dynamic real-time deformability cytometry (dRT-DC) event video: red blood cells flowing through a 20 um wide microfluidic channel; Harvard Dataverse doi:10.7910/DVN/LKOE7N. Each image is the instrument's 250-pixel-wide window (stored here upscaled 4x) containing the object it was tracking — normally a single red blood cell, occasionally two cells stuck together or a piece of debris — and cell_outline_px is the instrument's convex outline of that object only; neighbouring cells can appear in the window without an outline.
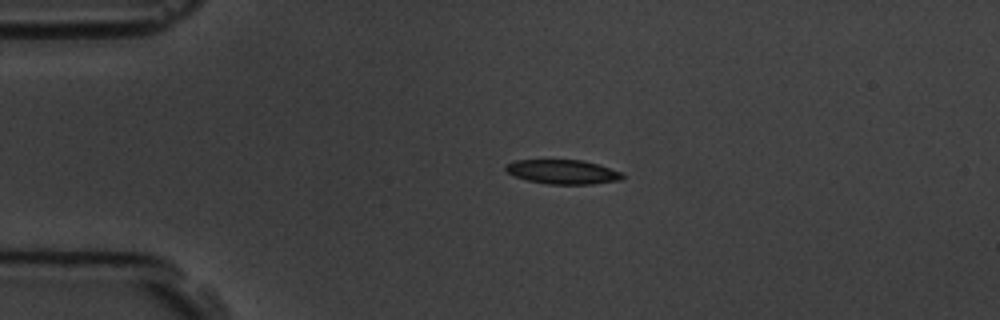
{"species": "common noctule bat (a hibernating species)", "species_latin": "Nyctalus noctula", "temperature_condition": "room temperature", "stored_images_in_passage": 45, "camera_frame_rate_fps": 3000, "um_per_image_px": 0.085, "animal": {"sex": "male", "body_mass_g": 19.5, "forearm_length_mm": 54.6}, "frame": {"image": 1, "passage_image": 1, "time_ms": 0.0, "image_size_px": [1000, 320], "cell_outline_px": [[624, 176], [620, 180], [592, 184], [548, 184], [528, 180], [516, 176], [508, 172], [504, 168], [508, 164], [516, 160], [584, 160], [624, 172]], "centroid_in_image_um": [47.89, 14.6], "position_along_channel_um": 37.1, "area_um2": 16.42}}
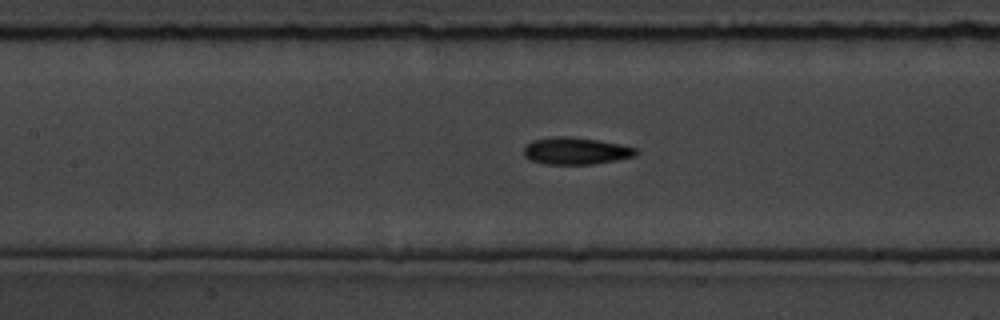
{"frame": {"image": 2, "passage_image": 14, "time_ms": 4.333, "image_size_px": [1000, 320], "cell_outline_px": [[636, 156], [616, 160], [592, 164], [544, 164], [532, 160], [524, 156], [524, 148], [532, 140], [560, 136], [568, 136], [596, 140], [620, 144], [636, 148]], "centroid_in_image_um": [48.94, 12.83], "position_along_channel_um": 158.5, "area_um2": 17.46}}
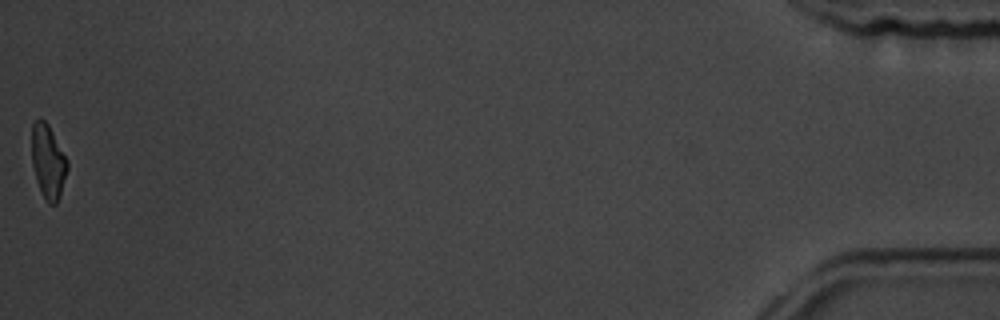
{"frame": {"image": 3, "passage_image": 45, "time_ms": 14.667, "image_size_px": [1000, 320], "cell_outline_px": [[68, 168], [56, 204], [48, 204], [36, 180], [32, 164], [32, 124], [40, 116], [48, 124], [68, 160]], "centroid_in_image_um": [4.08, 13.68], "position_along_channel_um": 431.1, "area_um2": 15.14}, "authors_computed_cell_mechanics": {"area_um2": 16.6464, "velocity_mm_per_s": 3.6029, "shape_relaxation_time_tau1_ms": 6.9153, "shape_relaxation_time_tau2_ms": 4.6317, "deformation_change_tau1": 0.1647, "deformation_change_tau2": 0.1358}}